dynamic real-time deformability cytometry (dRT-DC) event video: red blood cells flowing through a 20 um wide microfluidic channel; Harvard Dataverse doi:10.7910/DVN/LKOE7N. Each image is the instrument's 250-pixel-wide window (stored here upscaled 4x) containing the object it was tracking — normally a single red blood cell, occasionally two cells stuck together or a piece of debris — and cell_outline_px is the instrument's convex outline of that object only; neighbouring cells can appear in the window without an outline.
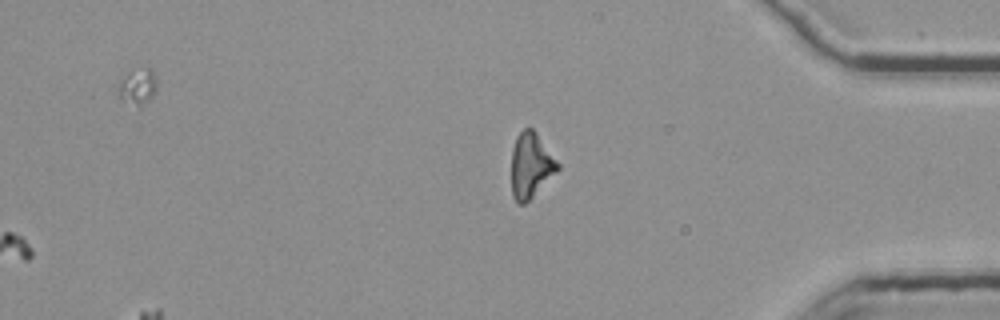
{"species": "common noctule bat (a hibernating species)", "species_latin": "Nyctalus noctula", "temperature_condition": "room temperature", "stored_images_in_passage": 38, "camera_frame_rate_fps": 3000, "um_per_image_px": 0.085, "animal": {"sex": "female", "body_mass_g": 25.1}, "frame": {"image": 1, "passage_image": 38, "time_ms": 12.333, "image_size_px": [1000, 320], "cell_outline_px": [[560, 168], [524, 204], [516, 204], [512, 196], [512, 148], [516, 136], [524, 128], [532, 128], [536, 132], [560, 164]], "centroid_in_image_um": [45.1, 14.04], "position_along_channel_um": 390.1, "area_um2": 17.4}}